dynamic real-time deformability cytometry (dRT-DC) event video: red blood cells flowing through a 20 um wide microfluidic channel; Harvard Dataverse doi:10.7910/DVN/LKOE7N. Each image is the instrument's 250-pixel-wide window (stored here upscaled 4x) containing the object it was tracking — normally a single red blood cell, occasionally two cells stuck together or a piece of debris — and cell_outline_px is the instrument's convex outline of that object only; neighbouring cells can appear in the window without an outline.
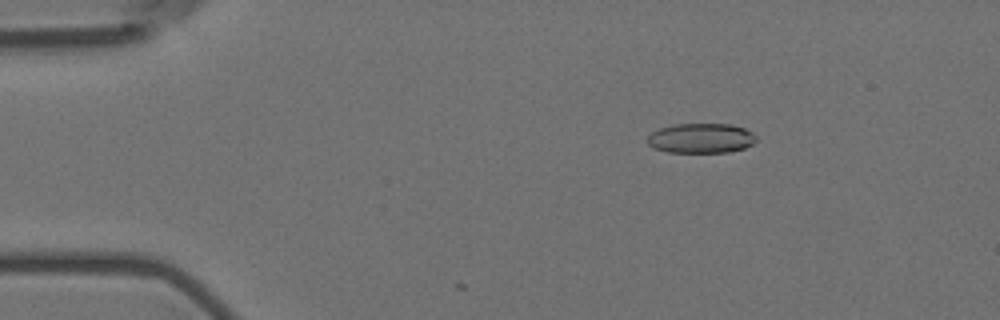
{"species": "Egyptian fruit bat (a non-hibernating species)", "species_latin": "Rousettus aegyptiacus", "temperature_condition": "room temperature", "stored_images_in_passage": 9, "camera_frame_rate_fps": 3000, "um_per_image_px": 0.085, "animal": {"sex": "female"}, "frame": {"image": 1, "passage_image": 9, "time_ms": 2.667, "image_size_px": [1000, 320], "cell_outline_px": [[756, 140], [752, 144], [744, 148], [728, 152], [668, 152], [656, 148], [648, 144], [648, 136], [652, 132], [660, 128], [672, 124], [732, 124], [744, 128], [752, 132], [756, 136]], "centroid_in_image_um": [59.6, 11.74], "position_along_channel_um": 25.4, "area_um2": 18.84}}